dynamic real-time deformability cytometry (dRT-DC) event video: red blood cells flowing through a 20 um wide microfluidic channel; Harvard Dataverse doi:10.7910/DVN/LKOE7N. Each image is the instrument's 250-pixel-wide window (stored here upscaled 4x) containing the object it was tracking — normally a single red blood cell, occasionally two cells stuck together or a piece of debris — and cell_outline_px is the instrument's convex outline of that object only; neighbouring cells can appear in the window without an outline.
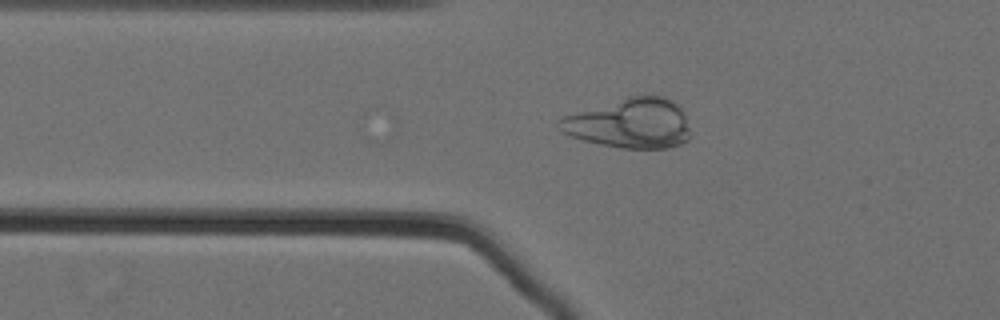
{"species": "Egyptian fruit bat (a non-hibernating species)", "species_latin": "Rousettus aegyptiacus", "temperature_condition": "cold", "stored_images_in_passage": 62, "camera_frame_rate_fps": 3000, "um_per_image_px": 0.085, "animal": {"sex": "female"}, "frame": {"image": 1, "passage_image": 26, "time_ms": 8.333, "image_size_px": [1000, 320], "cell_outline_px": [[688, 140], [680, 144], [668, 148], [620, 148], [600, 144], [584, 140], [560, 132], [556, 120], [560, 116], [628, 96], [664, 96], [672, 100], [684, 112], [688, 128]], "centroid_in_image_um": [53.49, 10.48], "position_along_channel_um": 72.3, "area_um2": 38.15}}
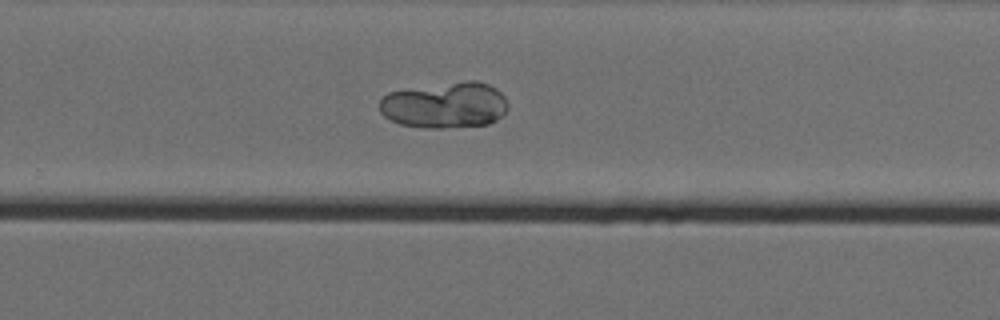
{"frame": {"image": 2, "passage_image": 45, "time_ms": 14.667, "image_size_px": [1000, 320], "cell_outline_px": [[508, 108], [496, 120], [488, 124], [444, 128], [424, 128], [400, 124], [384, 116], [380, 112], [380, 100], [388, 92], [464, 80], [476, 80], [488, 84], [496, 88], [504, 96], [508, 104]], "centroid_in_image_um": [37.83, 8.93], "position_along_channel_um": 292.0, "area_um2": 34.51}}
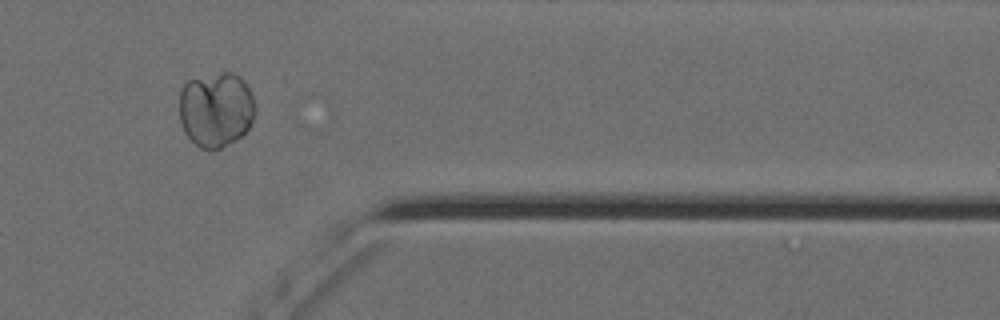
{"frame": {"image": 3, "passage_image": 54, "time_ms": 17.667, "image_size_px": [1000, 320], "cell_outline_px": [[256, 108], [252, 124], [240, 136], [220, 148], [200, 148], [184, 132], [180, 120], [180, 88], [188, 80], [220, 72], [232, 72], [240, 76], [244, 80], [252, 96]], "centroid_in_image_um": [18.36, 9.27], "position_along_channel_um": 393.0, "area_um2": 33.12}}